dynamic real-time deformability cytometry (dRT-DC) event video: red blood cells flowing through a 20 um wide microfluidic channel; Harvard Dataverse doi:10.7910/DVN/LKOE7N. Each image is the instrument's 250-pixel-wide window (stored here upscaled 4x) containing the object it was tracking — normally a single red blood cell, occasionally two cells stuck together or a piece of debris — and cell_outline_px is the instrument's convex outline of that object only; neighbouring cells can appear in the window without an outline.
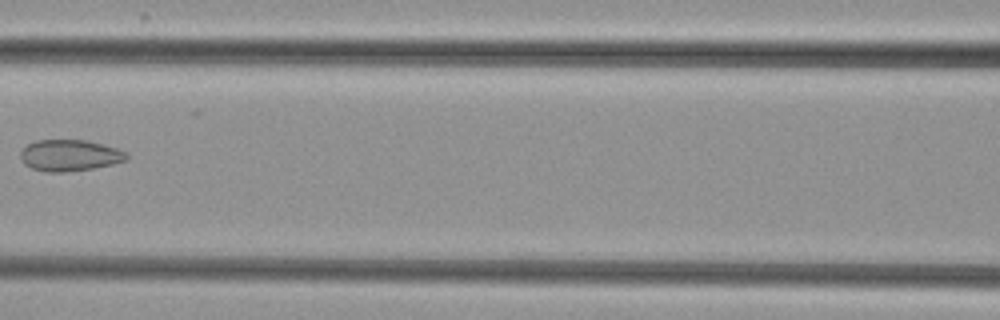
{"species": "common noctule bat (a hibernating species)", "species_latin": "Nyctalus noctula", "temperature_condition": "cold", "stored_images_in_passage": 8, "camera_frame_rate_fps": 3000, "um_per_image_px": 0.085, "animal": {"sex": "female", "body_mass_g": 29.2, "forearm_length_mm": 56.3}, "frame": {"image": 1, "passage_image": 6, "time_ms": 6.0, "image_size_px": [1000, 320], "cell_outline_px": [[128, 160], [112, 164], [92, 168], [64, 172], [44, 172], [32, 168], [24, 164], [20, 160], [20, 152], [28, 144], [36, 140], [88, 140], [104, 144], [128, 152]], "centroid_in_image_um": [5.93, 13.2], "position_along_channel_um": 160.7, "area_um2": 19.54}}
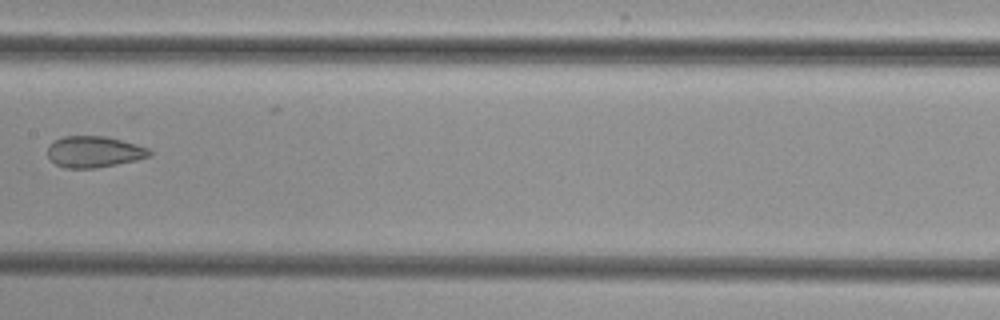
{"frame": {"image": 2, "passage_image": 7, "time_ms": 7.0, "image_size_px": [1000, 320], "cell_outline_px": [[152, 156], [136, 160], [96, 168], [64, 168], [56, 164], [48, 156], [48, 144], [64, 136], [108, 136], [136, 144], [148, 148], [152, 152]], "centroid_in_image_um": [8.01, 12.9], "position_along_channel_um": 199.4, "area_um2": 18.61}}
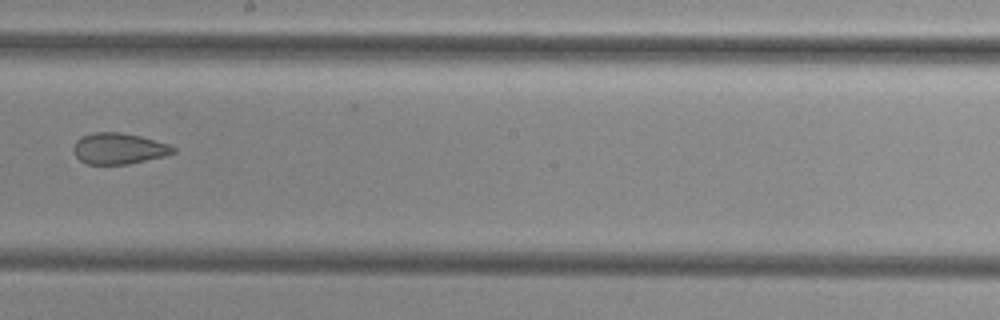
{"frame": {"image": 3, "passage_image": 8, "time_ms": 8.0, "image_size_px": [1000, 320], "cell_outline_px": [[176, 152], [164, 156], [128, 164], [88, 164], [80, 160], [72, 152], [72, 148], [76, 140], [80, 136], [92, 132], [120, 132], [140, 136], [168, 144], [176, 148]], "centroid_in_image_um": [10.05, 12.62], "position_along_channel_um": 238.1, "area_um2": 18.15}}